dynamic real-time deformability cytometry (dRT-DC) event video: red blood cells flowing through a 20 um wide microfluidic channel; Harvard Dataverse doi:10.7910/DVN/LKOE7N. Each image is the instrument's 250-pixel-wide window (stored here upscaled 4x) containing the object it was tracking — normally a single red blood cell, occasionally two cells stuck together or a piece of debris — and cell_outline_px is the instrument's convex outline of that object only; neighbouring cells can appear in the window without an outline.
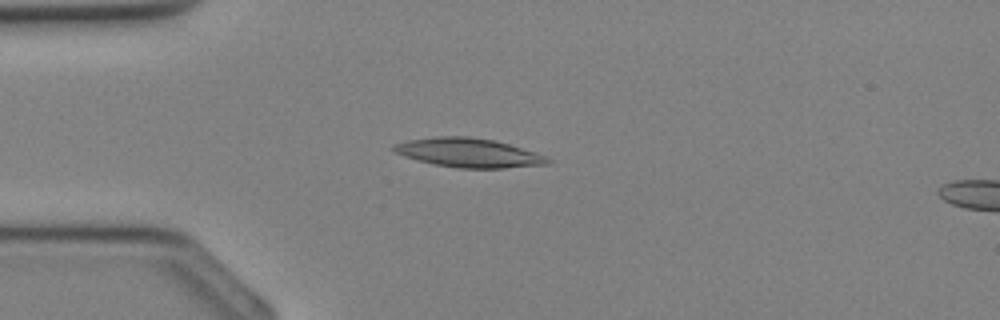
{"species": "Egyptian fruit bat (a non-hibernating species)", "species_latin": "Rousettus aegyptiacus", "temperature_condition": "cold", "stored_images_in_passage": 33, "camera_frame_rate_fps": 3000, "um_per_image_px": 0.085, "animal": {"sex": "female"}, "frame": {"image": 1, "passage_image": 7, "time_ms": 2.0, "image_size_px": [1000, 320], "cell_outline_px": [[552, 160], [548, 164], [504, 168], [460, 168], [436, 164], [420, 160], [396, 152], [392, 148], [392, 144], [408, 140], [436, 136], [468, 136], [496, 140], [536, 152], [548, 156]], "centroid_in_image_um": [39.9, 12.97], "position_along_channel_um": 45.1, "area_um2": 25.95}}
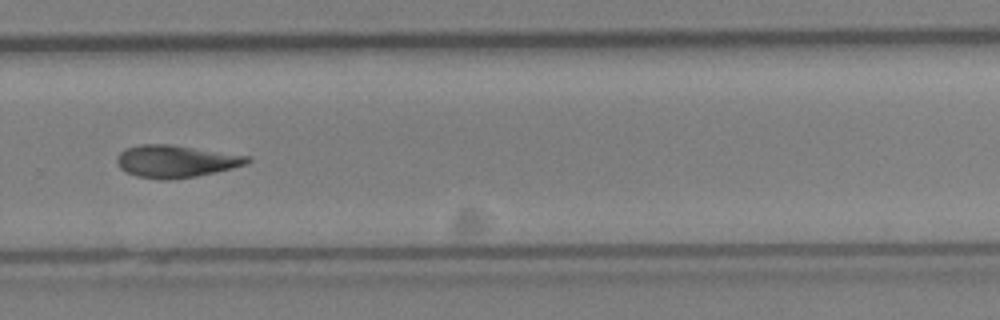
{"frame": {"image": 2, "passage_image": 22, "time_ms": 7.0, "image_size_px": [1000, 320], "cell_outline_px": [[252, 160], [244, 164], [232, 168], [216, 172], [196, 176], [168, 180], [160, 180], [136, 176], [124, 172], [120, 168], [116, 160], [120, 152], [128, 148], [140, 144], [168, 144], [248, 156]], "centroid_in_image_um": [14.9, 13.72], "position_along_channel_um": 314.9, "area_um2": 24.33}}
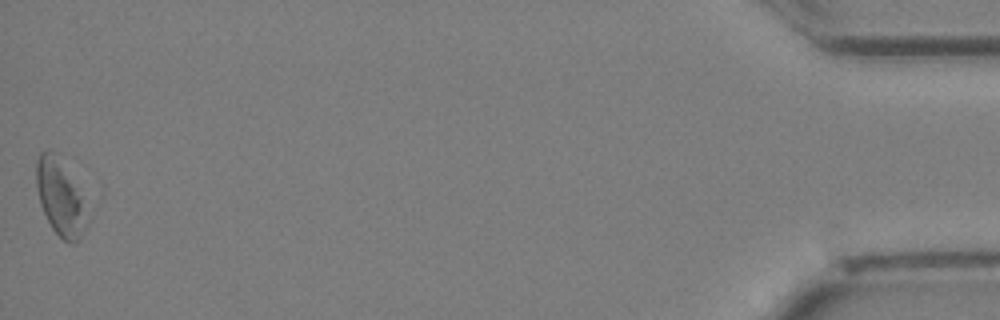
{"frame": {"image": 3, "passage_image": 33, "time_ms": 10.667, "image_size_px": [1000, 320], "cell_outline_px": [[84, 228], [80, 240], [72, 244], [68, 244], [52, 228], [40, 204], [36, 184], [36, 160], [40, 152], [56, 152], [80, 196]], "centroid_in_image_um": [5.02, 16.79], "position_along_channel_um": 430.2, "area_um2": 21.04}}